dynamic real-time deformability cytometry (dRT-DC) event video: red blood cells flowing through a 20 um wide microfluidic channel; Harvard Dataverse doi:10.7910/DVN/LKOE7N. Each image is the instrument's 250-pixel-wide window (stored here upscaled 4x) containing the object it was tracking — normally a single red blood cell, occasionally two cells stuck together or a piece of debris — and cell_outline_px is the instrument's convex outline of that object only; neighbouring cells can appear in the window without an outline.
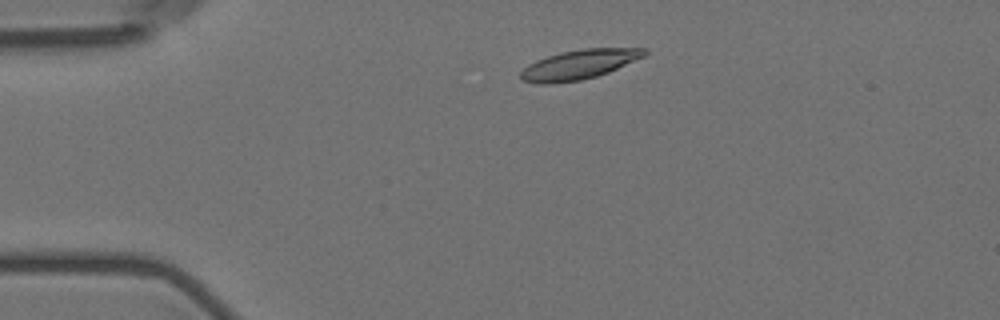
{"species": "Egyptian fruit bat (a non-hibernating species)", "species_latin": "Rousettus aegyptiacus", "temperature_condition": "room temperature", "stored_images_in_passage": 13, "camera_frame_rate_fps": 3000, "um_per_image_px": 0.085, "animal": {"sex": "female"}, "frame": {"image": 1, "passage_image": 1, "time_ms": 0.0, "image_size_px": [1000, 320], "cell_outline_px": [[648, 52], [644, 56], [608, 72], [596, 76], [580, 80], [552, 84], [536, 84], [520, 80], [520, 72], [528, 64], [536, 60], [560, 52], [584, 48], [648, 48]], "centroid_in_image_um": [49.18, 5.49], "position_along_channel_um": 35.8, "area_um2": 21.33}}
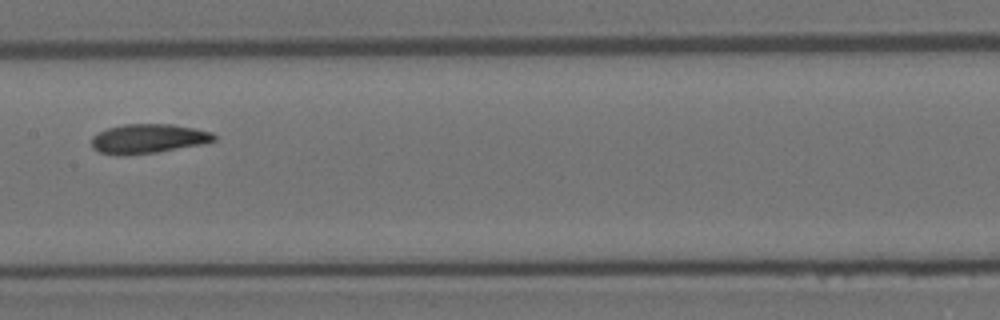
{"frame": {"image": 2, "passage_image": 6, "time_ms": 5.667, "image_size_px": [1000, 320], "cell_outline_px": [[216, 140], [204, 144], [156, 152], [124, 156], [120, 156], [100, 152], [92, 148], [92, 136], [108, 128], [124, 124], [172, 124], [196, 128], [212, 132], [216, 136]], "centroid_in_image_um": [12.62, 11.79], "position_along_channel_um": 194.8, "area_um2": 21.1}}
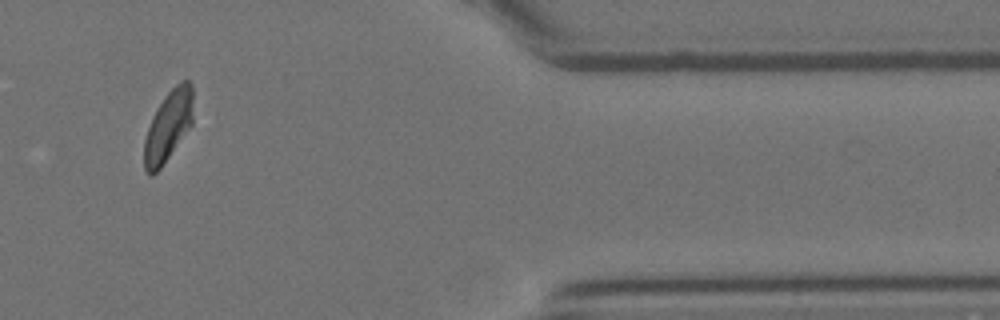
{"frame": {"image": 3, "passage_image": 11, "time_ms": 12.333, "image_size_px": [1000, 320], "cell_outline_px": [[192, 124], [160, 168], [152, 176], [148, 176], [144, 168], [144, 140], [152, 116], [156, 108], [164, 96], [180, 80], [188, 80], [192, 84]], "centroid_in_image_um": [14.28, 10.7], "position_along_channel_um": 397.1, "area_um2": 20.06}, "authors_computed_cell_mechanics": {"area_um2": 20.9814, "velocity_mm_per_s": 3.5348, "shape_relaxation_time_tau1_ms": 4.3162, "shape_relaxation_time_tau2_ms": 2.481, "deformation_change_tau1": 0.1598, "deformation_change_tau2": 0.0839}}